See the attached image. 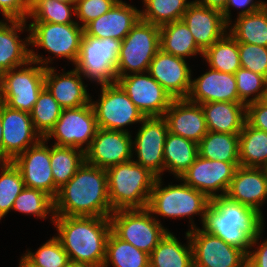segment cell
Wrapping results in <instances>:
<instances>
[{
    "label": "cell",
    "instance_id": "6da1fadb",
    "mask_svg": "<svg viewBox=\"0 0 267 267\" xmlns=\"http://www.w3.org/2000/svg\"><path fill=\"white\" fill-rule=\"evenodd\" d=\"M106 169L86 161L54 199L55 216L110 217Z\"/></svg>",
    "mask_w": 267,
    "mask_h": 267
},
{
    "label": "cell",
    "instance_id": "7a4b0ae2",
    "mask_svg": "<svg viewBox=\"0 0 267 267\" xmlns=\"http://www.w3.org/2000/svg\"><path fill=\"white\" fill-rule=\"evenodd\" d=\"M264 218L255 209L218 196L211 199L202 229L248 255L253 240L265 228Z\"/></svg>",
    "mask_w": 267,
    "mask_h": 267
},
{
    "label": "cell",
    "instance_id": "3957f363",
    "mask_svg": "<svg viewBox=\"0 0 267 267\" xmlns=\"http://www.w3.org/2000/svg\"><path fill=\"white\" fill-rule=\"evenodd\" d=\"M56 235L70 261L103 267L111 232L109 217L55 216Z\"/></svg>",
    "mask_w": 267,
    "mask_h": 267
},
{
    "label": "cell",
    "instance_id": "277c9868",
    "mask_svg": "<svg viewBox=\"0 0 267 267\" xmlns=\"http://www.w3.org/2000/svg\"><path fill=\"white\" fill-rule=\"evenodd\" d=\"M181 183L172 185L169 183L163 186L162 177H157L148 202L147 209L153 217L161 223L160 217L170 219H189L190 229L197 228L194 223L193 216L199 215L201 224L204 222V217L207 208L210 205L211 199L193 187Z\"/></svg>",
    "mask_w": 267,
    "mask_h": 267
},
{
    "label": "cell",
    "instance_id": "5b68a950",
    "mask_svg": "<svg viewBox=\"0 0 267 267\" xmlns=\"http://www.w3.org/2000/svg\"><path fill=\"white\" fill-rule=\"evenodd\" d=\"M112 210L147 208L156 176L130 160L106 169Z\"/></svg>",
    "mask_w": 267,
    "mask_h": 267
},
{
    "label": "cell",
    "instance_id": "8992f818",
    "mask_svg": "<svg viewBox=\"0 0 267 267\" xmlns=\"http://www.w3.org/2000/svg\"><path fill=\"white\" fill-rule=\"evenodd\" d=\"M28 28L29 43L30 47L32 46L30 49L31 61L39 63L44 68H48L56 57L66 58L73 65L76 63L84 33V28L78 23L30 22ZM34 47L53 54V58L38 54L32 49Z\"/></svg>",
    "mask_w": 267,
    "mask_h": 267
},
{
    "label": "cell",
    "instance_id": "52a82bcc",
    "mask_svg": "<svg viewBox=\"0 0 267 267\" xmlns=\"http://www.w3.org/2000/svg\"><path fill=\"white\" fill-rule=\"evenodd\" d=\"M121 42L110 37L95 38L83 33L74 68L91 83L96 82L98 85L116 83Z\"/></svg>",
    "mask_w": 267,
    "mask_h": 267
},
{
    "label": "cell",
    "instance_id": "ba28073f",
    "mask_svg": "<svg viewBox=\"0 0 267 267\" xmlns=\"http://www.w3.org/2000/svg\"><path fill=\"white\" fill-rule=\"evenodd\" d=\"M159 50L160 27L139 19L121 42L117 76L147 72Z\"/></svg>",
    "mask_w": 267,
    "mask_h": 267
},
{
    "label": "cell",
    "instance_id": "9c48e42d",
    "mask_svg": "<svg viewBox=\"0 0 267 267\" xmlns=\"http://www.w3.org/2000/svg\"><path fill=\"white\" fill-rule=\"evenodd\" d=\"M111 231L121 240L150 254L169 229L147 209H120L110 215Z\"/></svg>",
    "mask_w": 267,
    "mask_h": 267
},
{
    "label": "cell",
    "instance_id": "30bf717a",
    "mask_svg": "<svg viewBox=\"0 0 267 267\" xmlns=\"http://www.w3.org/2000/svg\"><path fill=\"white\" fill-rule=\"evenodd\" d=\"M45 68L29 61L0 74V102L11 109L30 113L44 86Z\"/></svg>",
    "mask_w": 267,
    "mask_h": 267
},
{
    "label": "cell",
    "instance_id": "8fae6325",
    "mask_svg": "<svg viewBox=\"0 0 267 267\" xmlns=\"http://www.w3.org/2000/svg\"><path fill=\"white\" fill-rule=\"evenodd\" d=\"M100 87L99 98L90 101L98 128L131 133L126 127L140 124L146 117L117 82Z\"/></svg>",
    "mask_w": 267,
    "mask_h": 267
},
{
    "label": "cell",
    "instance_id": "7c38bea8",
    "mask_svg": "<svg viewBox=\"0 0 267 267\" xmlns=\"http://www.w3.org/2000/svg\"><path fill=\"white\" fill-rule=\"evenodd\" d=\"M97 130L98 124L90 102L79 108L63 109L55 126L44 139L46 141L54 139L53 144L56 146L86 151Z\"/></svg>",
    "mask_w": 267,
    "mask_h": 267
},
{
    "label": "cell",
    "instance_id": "4fadbf2b",
    "mask_svg": "<svg viewBox=\"0 0 267 267\" xmlns=\"http://www.w3.org/2000/svg\"><path fill=\"white\" fill-rule=\"evenodd\" d=\"M140 124L135 140H132V160L156 177H162L164 144L169 132L167 122L163 117H146Z\"/></svg>",
    "mask_w": 267,
    "mask_h": 267
},
{
    "label": "cell",
    "instance_id": "5bb4252c",
    "mask_svg": "<svg viewBox=\"0 0 267 267\" xmlns=\"http://www.w3.org/2000/svg\"><path fill=\"white\" fill-rule=\"evenodd\" d=\"M238 166L239 163L208 160L198 155L177 180H182L212 199L226 195Z\"/></svg>",
    "mask_w": 267,
    "mask_h": 267
},
{
    "label": "cell",
    "instance_id": "9a60e30c",
    "mask_svg": "<svg viewBox=\"0 0 267 267\" xmlns=\"http://www.w3.org/2000/svg\"><path fill=\"white\" fill-rule=\"evenodd\" d=\"M194 267H242L247 255L200 227L188 231Z\"/></svg>",
    "mask_w": 267,
    "mask_h": 267
},
{
    "label": "cell",
    "instance_id": "2e32d148",
    "mask_svg": "<svg viewBox=\"0 0 267 267\" xmlns=\"http://www.w3.org/2000/svg\"><path fill=\"white\" fill-rule=\"evenodd\" d=\"M117 83L145 117H163L173 100L148 72L117 76Z\"/></svg>",
    "mask_w": 267,
    "mask_h": 267
},
{
    "label": "cell",
    "instance_id": "e0dca14e",
    "mask_svg": "<svg viewBox=\"0 0 267 267\" xmlns=\"http://www.w3.org/2000/svg\"><path fill=\"white\" fill-rule=\"evenodd\" d=\"M3 162L13 161L42 137L36 132L30 113L9 108L1 102Z\"/></svg>",
    "mask_w": 267,
    "mask_h": 267
},
{
    "label": "cell",
    "instance_id": "ac0fdd59",
    "mask_svg": "<svg viewBox=\"0 0 267 267\" xmlns=\"http://www.w3.org/2000/svg\"><path fill=\"white\" fill-rule=\"evenodd\" d=\"M20 170L27 188L42 190L56 198L59 188L55 185L50 166V147L42 138L12 161Z\"/></svg>",
    "mask_w": 267,
    "mask_h": 267
},
{
    "label": "cell",
    "instance_id": "d6986e66",
    "mask_svg": "<svg viewBox=\"0 0 267 267\" xmlns=\"http://www.w3.org/2000/svg\"><path fill=\"white\" fill-rule=\"evenodd\" d=\"M132 138L131 133L98 128L85 151V161L103 169L128 162L133 158Z\"/></svg>",
    "mask_w": 267,
    "mask_h": 267
},
{
    "label": "cell",
    "instance_id": "ffe728a7",
    "mask_svg": "<svg viewBox=\"0 0 267 267\" xmlns=\"http://www.w3.org/2000/svg\"><path fill=\"white\" fill-rule=\"evenodd\" d=\"M147 72L173 99H187L191 90L192 70L186 59L160 49L150 62Z\"/></svg>",
    "mask_w": 267,
    "mask_h": 267
},
{
    "label": "cell",
    "instance_id": "44dd1931",
    "mask_svg": "<svg viewBox=\"0 0 267 267\" xmlns=\"http://www.w3.org/2000/svg\"><path fill=\"white\" fill-rule=\"evenodd\" d=\"M55 67L45 68L44 86L63 109L79 108L91 101L84 76L77 70L64 72Z\"/></svg>",
    "mask_w": 267,
    "mask_h": 267
},
{
    "label": "cell",
    "instance_id": "7402d4cb",
    "mask_svg": "<svg viewBox=\"0 0 267 267\" xmlns=\"http://www.w3.org/2000/svg\"><path fill=\"white\" fill-rule=\"evenodd\" d=\"M181 20L203 52L228 33V23L220 10L194 2L188 6Z\"/></svg>",
    "mask_w": 267,
    "mask_h": 267
},
{
    "label": "cell",
    "instance_id": "603a6c76",
    "mask_svg": "<svg viewBox=\"0 0 267 267\" xmlns=\"http://www.w3.org/2000/svg\"><path fill=\"white\" fill-rule=\"evenodd\" d=\"M230 200L255 209L263 216L267 201V174L264 168L238 166L226 195Z\"/></svg>",
    "mask_w": 267,
    "mask_h": 267
},
{
    "label": "cell",
    "instance_id": "cb8c5ba5",
    "mask_svg": "<svg viewBox=\"0 0 267 267\" xmlns=\"http://www.w3.org/2000/svg\"><path fill=\"white\" fill-rule=\"evenodd\" d=\"M163 118L167 122L169 132L197 144L208 132L201 104L188 99H173Z\"/></svg>",
    "mask_w": 267,
    "mask_h": 267
},
{
    "label": "cell",
    "instance_id": "d4e9b609",
    "mask_svg": "<svg viewBox=\"0 0 267 267\" xmlns=\"http://www.w3.org/2000/svg\"><path fill=\"white\" fill-rule=\"evenodd\" d=\"M190 102H239L234 74L209 69L198 78L191 80V90L187 97Z\"/></svg>",
    "mask_w": 267,
    "mask_h": 267
},
{
    "label": "cell",
    "instance_id": "484cf974",
    "mask_svg": "<svg viewBox=\"0 0 267 267\" xmlns=\"http://www.w3.org/2000/svg\"><path fill=\"white\" fill-rule=\"evenodd\" d=\"M140 19V9L118 0L100 17L84 27V33L95 38H113L122 41Z\"/></svg>",
    "mask_w": 267,
    "mask_h": 267
},
{
    "label": "cell",
    "instance_id": "4316f807",
    "mask_svg": "<svg viewBox=\"0 0 267 267\" xmlns=\"http://www.w3.org/2000/svg\"><path fill=\"white\" fill-rule=\"evenodd\" d=\"M26 20H0V74L30 61L29 28ZM28 32L24 39L20 33Z\"/></svg>",
    "mask_w": 267,
    "mask_h": 267
},
{
    "label": "cell",
    "instance_id": "83f0119b",
    "mask_svg": "<svg viewBox=\"0 0 267 267\" xmlns=\"http://www.w3.org/2000/svg\"><path fill=\"white\" fill-rule=\"evenodd\" d=\"M208 131L239 134L246 123V105L239 102L201 104Z\"/></svg>",
    "mask_w": 267,
    "mask_h": 267
},
{
    "label": "cell",
    "instance_id": "f1b7e54d",
    "mask_svg": "<svg viewBox=\"0 0 267 267\" xmlns=\"http://www.w3.org/2000/svg\"><path fill=\"white\" fill-rule=\"evenodd\" d=\"M173 234L168 231L149 254L150 267H194L188 231L185 233L186 244Z\"/></svg>",
    "mask_w": 267,
    "mask_h": 267
},
{
    "label": "cell",
    "instance_id": "f546056e",
    "mask_svg": "<svg viewBox=\"0 0 267 267\" xmlns=\"http://www.w3.org/2000/svg\"><path fill=\"white\" fill-rule=\"evenodd\" d=\"M160 49L183 59L203 56V51L197 46L189 28L182 20L160 27Z\"/></svg>",
    "mask_w": 267,
    "mask_h": 267
},
{
    "label": "cell",
    "instance_id": "4dcf8cb0",
    "mask_svg": "<svg viewBox=\"0 0 267 267\" xmlns=\"http://www.w3.org/2000/svg\"><path fill=\"white\" fill-rule=\"evenodd\" d=\"M228 33L237 42L267 47V2L258 11L237 16L235 21H230Z\"/></svg>",
    "mask_w": 267,
    "mask_h": 267
},
{
    "label": "cell",
    "instance_id": "1f68e13d",
    "mask_svg": "<svg viewBox=\"0 0 267 267\" xmlns=\"http://www.w3.org/2000/svg\"><path fill=\"white\" fill-rule=\"evenodd\" d=\"M198 155L196 142L168 132L164 144L165 172L172 173L175 179L180 178Z\"/></svg>",
    "mask_w": 267,
    "mask_h": 267
},
{
    "label": "cell",
    "instance_id": "d6a6232c",
    "mask_svg": "<svg viewBox=\"0 0 267 267\" xmlns=\"http://www.w3.org/2000/svg\"><path fill=\"white\" fill-rule=\"evenodd\" d=\"M239 164L256 168L267 165V132L252 127L247 121L239 133Z\"/></svg>",
    "mask_w": 267,
    "mask_h": 267
},
{
    "label": "cell",
    "instance_id": "836d02e7",
    "mask_svg": "<svg viewBox=\"0 0 267 267\" xmlns=\"http://www.w3.org/2000/svg\"><path fill=\"white\" fill-rule=\"evenodd\" d=\"M198 153L208 160L239 163V134L208 131L198 143Z\"/></svg>",
    "mask_w": 267,
    "mask_h": 267
},
{
    "label": "cell",
    "instance_id": "e575fe53",
    "mask_svg": "<svg viewBox=\"0 0 267 267\" xmlns=\"http://www.w3.org/2000/svg\"><path fill=\"white\" fill-rule=\"evenodd\" d=\"M150 267L149 254L118 238L112 231L106 242L103 267Z\"/></svg>",
    "mask_w": 267,
    "mask_h": 267
},
{
    "label": "cell",
    "instance_id": "d590c367",
    "mask_svg": "<svg viewBox=\"0 0 267 267\" xmlns=\"http://www.w3.org/2000/svg\"><path fill=\"white\" fill-rule=\"evenodd\" d=\"M202 58L208 67L234 74L240 67L238 42L227 33L203 52Z\"/></svg>",
    "mask_w": 267,
    "mask_h": 267
},
{
    "label": "cell",
    "instance_id": "8d00e7d4",
    "mask_svg": "<svg viewBox=\"0 0 267 267\" xmlns=\"http://www.w3.org/2000/svg\"><path fill=\"white\" fill-rule=\"evenodd\" d=\"M85 161V151L73 147L50 146V166L54 183L61 188Z\"/></svg>",
    "mask_w": 267,
    "mask_h": 267
},
{
    "label": "cell",
    "instance_id": "74e56055",
    "mask_svg": "<svg viewBox=\"0 0 267 267\" xmlns=\"http://www.w3.org/2000/svg\"><path fill=\"white\" fill-rule=\"evenodd\" d=\"M189 0H143V9H140V19L161 27L164 24L182 19Z\"/></svg>",
    "mask_w": 267,
    "mask_h": 267
},
{
    "label": "cell",
    "instance_id": "f35d334b",
    "mask_svg": "<svg viewBox=\"0 0 267 267\" xmlns=\"http://www.w3.org/2000/svg\"><path fill=\"white\" fill-rule=\"evenodd\" d=\"M12 210L44 220L51 216L49 219L54 222V199L42 190L24 187L15 199Z\"/></svg>",
    "mask_w": 267,
    "mask_h": 267
},
{
    "label": "cell",
    "instance_id": "ab89813d",
    "mask_svg": "<svg viewBox=\"0 0 267 267\" xmlns=\"http://www.w3.org/2000/svg\"><path fill=\"white\" fill-rule=\"evenodd\" d=\"M75 3L57 0H31L28 19L31 22H50L58 24L77 23L75 19Z\"/></svg>",
    "mask_w": 267,
    "mask_h": 267
},
{
    "label": "cell",
    "instance_id": "60d3db41",
    "mask_svg": "<svg viewBox=\"0 0 267 267\" xmlns=\"http://www.w3.org/2000/svg\"><path fill=\"white\" fill-rule=\"evenodd\" d=\"M0 171V220H2L11 212L15 199L25 185L20 170L12 161L0 162Z\"/></svg>",
    "mask_w": 267,
    "mask_h": 267
},
{
    "label": "cell",
    "instance_id": "b9f144b4",
    "mask_svg": "<svg viewBox=\"0 0 267 267\" xmlns=\"http://www.w3.org/2000/svg\"><path fill=\"white\" fill-rule=\"evenodd\" d=\"M63 108L53 98L50 92L44 88L35 102L30 116L36 132L45 138L55 126L61 116Z\"/></svg>",
    "mask_w": 267,
    "mask_h": 267
},
{
    "label": "cell",
    "instance_id": "7bdbcfd3",
    "mask_svg": "<svg viewBox=\"0 0 267 267\" xmlns=\"http://www.w3.org/2000/svg\"><path fill=\"white\" fill-rule=\"evenodd\" d=\"M22 255L21 258L30 267H66L70 262L67 252L55 236L43 243L35 252L27 250Z\"/></svg>",
    "mask_w": 267,
    "mask_h": 267
},
{
    "label": "cell",
    "instance_id": "ee69618b",
    "mask_svg": "<svg viewBox=\"0 0 267 267\" xmlns=\"http://www.w3.org/2000/svg\"><path fill=\"white\" fill-rule=\"evenodd\" d=\"M239 103L246 106L261 100L267 86V78L240 67L235 73ZM252 97V98H251Z\"/></svg>",
    "mask_w": 267,
    "mask_h": 267
},
{
    "label": "cell",
    "instance_id": "f6af8a7d",
    "mask_svg": "<svg viewBox=\"0 0 267 267\" xmlns=\"http://www.w3.org/2000/svg\"><path fill=\"white\" fill-rule=\"evenodd\" d=\"M242 68L267 78V47L238 42Z\"/></svg>",
    "mask_w": 267,
    "mask_h": 267
},
{
    "label": "cell",
    "instance_id": "bcb514c9",
    "mask_svg": "<svg viewBox=\"0 0 267 267\" xmlns=\"http://www.w3.org/2000/svg\"><path fill=\"white\" fill-rule=\"evenodd\" d=\"M117 1L118 0H75L76 22L84 28L92 20L107 13Z\"/></svg>",
    "mask_w": 267,
    "mask_h": 267
},
{
    "label": "cell",
    "instance_id": "7dc6e473",
    "mask_svg": "<svg viewBox=\"0 0 267 267\" xmlns=\"http://www.w3.org/2000/svg\"><path fill=\"white\" fill-rule=\"evenodd\" d=\"M31 0H0L3 20H28Z\"/></svg>",
    "mask_w": 267,
    "mask_h": 267
},
{
    "label": "cell",
    "instance_id": "c3c4849f",
    "mask_svg": "<svg viewBox=\"0 0 267 267\" xmlns=\"http://www.w3.org/2000/svg\"><path fill=\"white\" fill-rule=\"evenodd\" d=\"M262 6H264V1L262 0H228L225 8L221 12L225 21L230 23L232 20L230 8L239 10L237 16H241L258 11Z\"/></svg>",
    "mask_w": 267,
    "mask_h": 267
},
{
    "label": "cell",
    "instance_id": "681fc988",
    "mask_svg": "<svg viewBox=\"0 0 267 267\" xmlns=\"http://www.w3.org/2000/svg\"><path fill=\"white\" fill-rule=\"evenodd\" d=\"M246 121L254 128L267 132V106L260 100L246 106Z\"/></svg>",
    "mask_w": 267,
    "mask_h": 267
},
{
    "label": "cell",
    "instance_id": "f907efd6",
    "mask_svg": "<svg viewBox=\"0 0 267 267\" xmlns=\"http://www.w3.org/2000/svg\"><path fill=\"white\" fill-rule=\"evenodd\" d=\"M263 232L264 231L262 230L252 242V250H250L247 255L249 267H267V238L264 239L262 243L261 241L258 242L260 238H262L261 236Z\"/></svg>",
    "mask_w": 267,
    "mask_h": 267
},
{
    "label": "cell",
    "instance_id": "816d5d0a",
    "mask_svg": "<svg viewBox=\"0 0 267 267\" xmlns=\"http://www.w3.org/2000/svg\"><path fill=\"white\" fill-rule=\"evenodd\" d=\"M228 0H194L193 2L209 8H215L222 11Z\"/></svg>",
    "mask_w": 267,
    "mask_h": 267
},
{
    "label": "cell",
    "instance_id": "f5cc1de1",
    "mask_svg": "<svg viewBox=\"0 0 267 267\" xmlns=\"http://www.w3.org/2000/svg\"><path fill=\"white\" fill-rule=\"evenodd\" d=\"M2 120H1V102H0V162H3V140H2Z\"/></svg>",
    "mask_w": 267,
    "mask_h": 267
},
{
    "label": "cell",
    "instance_id": "db71d44e",
    "mask_svg": "<svg viewBox=\"0 0 267 267\" xmlns=\"http://www.w3.org/2000/svg\"><path fill=\"white\" fill-rule=\"evenodd\" d=\"M66 267H97L94 265L86 264V263H77L70 261Z\"/></svg>",
    "mask_w": 267,
    "mask_h": 267
},
{
    "label": "cell",
    "instance_id": "11a10c76",
    "mask_svg": "<svg viewBox=\"0 0 267 267\" xmlns=\"http://www.w3.org/2000/svg\"><path fill=\"white\" fill-rule=\"evenodd\" d=\"M264 105L267 106V86L265 88V91L263 92L262 98L260 100Z\"/></svg>",
    "mask_w": 267,
    "mask_h": 267
},
{
    "label": "cell",
    "instance_id": "9f6ffc18",
    "mask_svg": "<svg viewBox=\"0 0 267 267\" xmlns=\"http://www.w3.org/2000/svg\"><path fill=\"white\" fill-rule=\"evenodd\" d=\"M18 267H30L22 258H20Z\"/></svg>",
    "mask_w": 267,
    "mask_h": 267
},
{
    "label": "cell",
    "instance_id": "6f0895ef",
    "mask_svg": "<svg viewBox=\"0 0 267 267\" xmlns=\"http://www.w3.org/2000/svg\"><path fill=\"white\" fill-rule=\"evenodd\" d=\"M65 3H75V0H57Z\"/></svg>",
    "mask_w": 267,
    "mask_h": 267
},
{
    "label": "cell",
    "instance_id": "680465c9",
    "mask_svg": "<svg viewBox=\"0 0 267 267\" xmlns=\"http://www.w3.org/2000/svg\"><path fill=\"white\" fill-rule=\"evenodd\" d=\"M242 267H249L248 262H246Z\"/></svg>",
    "mask_w": 267,
    "mask_h": 267
},
{
    "label": "cell",
    "instance_id": "91938a15",
    "mask_svg": "<svg viewBox=\"0 0 267 267\" xmlns=\"http://www.w3.org/2000/svg\"><path fill=\"white\" fill-rule=\"evenodd\" d=\"M264 169H265V172H266V174H267V165L264 167Z\"/></svg>",
    "mask_w": 267,
    "mask_h": 267
}]
</instances>
